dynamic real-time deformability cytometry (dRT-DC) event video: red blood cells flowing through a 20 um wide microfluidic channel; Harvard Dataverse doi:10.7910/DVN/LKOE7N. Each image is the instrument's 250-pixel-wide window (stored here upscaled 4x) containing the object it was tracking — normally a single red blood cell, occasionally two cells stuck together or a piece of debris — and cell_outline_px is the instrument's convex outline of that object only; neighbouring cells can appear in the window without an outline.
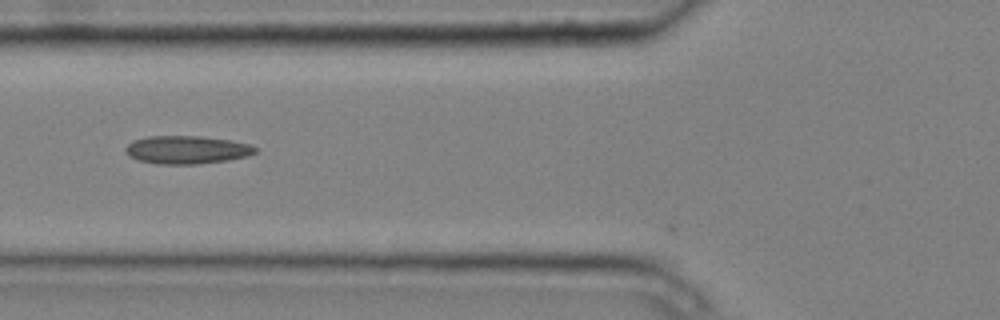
{"species": "common noctule bat (a hibernating species)", "species_latin": "Nyctalus noctula", "temperature_condition": "cold", "stored_images_in_passage": 10, "camera_frame_rate_fps": 3000, "um_per_image_px": 0.085, "animal": {"sex": "male", "body_mass_g": 20.4}, "frame": {"image": 1, "passage_image": 6, "time_ms": 1.667, "image_size_px": [1000, 320], "cell_outline_px": [[256, 152], [248, 156], [228, 160], [196, 164], [156, 164], [140, 160], [128, 156], [124, 152], [124, 148], [132, 140], [148, 136], [200, 136], [228, 140], [252, 144], [256, 148]], "centroid_in_image_um": [15.85, 12.73], "position_along_channel_um": 109.9, "area_um2": 21.33}}
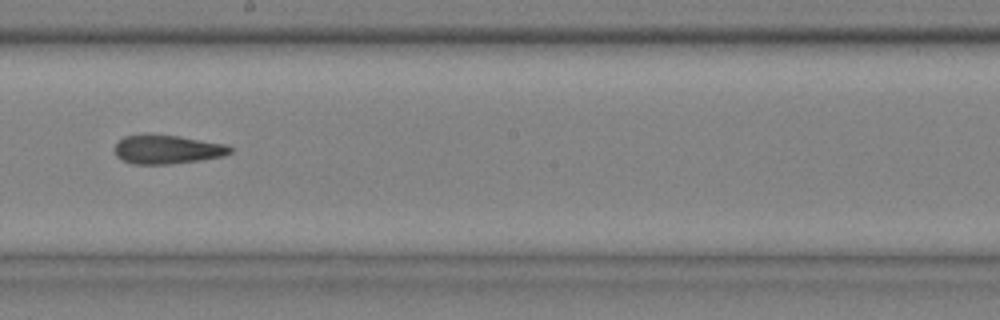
{"frame": {"image": 2, "passage_image": 9, "time_ms": 2.667, "image_size_px": [1000, 320], "cell_outline_px": [[232, 152], [224, 156], [200, 160], [168, 164], [132, 164], [116, 156], [116, 144], [124, 136], [176, 136], [228, 144], [232, 148]], "centroid_in_image_um": [14.28, 12.73], "position_along_channel_um": 233.9, "area_um2": 18.9}}
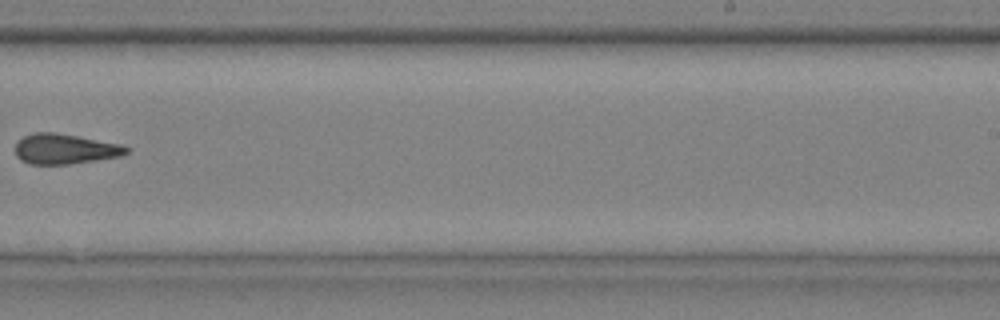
{"frame": {"image": 3, "passage_image": 10, "time_ms": 3.0, "image_size_px": [1000, 320], "cell_outline_px": [[132, 148], [124, 156], [68, 164], [28, 164], [20, 160], [16, 156], [16, 140], [24, 136], [36, 132], [52, 132], [124, 144]], "centroid_in_image_um": [5.55, 12.66], "position_along_channel_um": 283.4, "area_um2": 19.77}}